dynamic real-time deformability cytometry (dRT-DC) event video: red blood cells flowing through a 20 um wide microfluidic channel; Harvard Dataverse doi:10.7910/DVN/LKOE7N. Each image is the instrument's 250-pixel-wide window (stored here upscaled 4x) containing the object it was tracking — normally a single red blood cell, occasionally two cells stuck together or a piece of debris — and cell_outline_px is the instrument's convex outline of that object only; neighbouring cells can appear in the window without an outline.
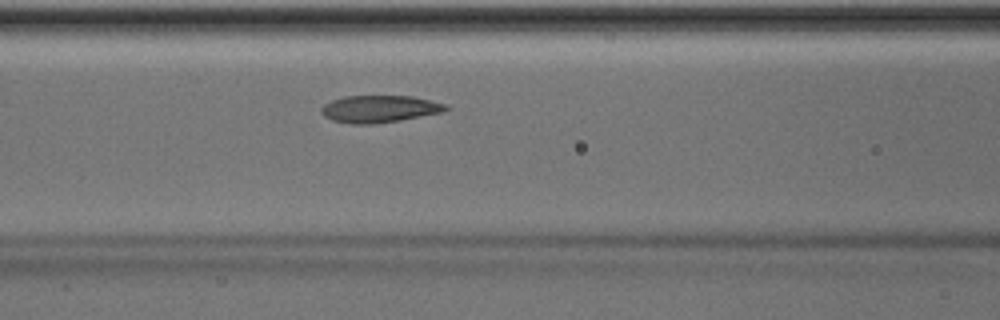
{"species": "Egyptian fruit bat (a non-hibernating species)", "species_latin": "Rousettus aegyptiacus", "temperature_condition": "room temperature", "stored_images_in_passage": 42, "camera_frame_rate_fps": 3000, "um_per_image_px": 0.085, "animal": {"sex": "male"}, "frame": {"image": 1, "passage_image": 13, "time_ms": 4.0, "image_size_px": [1000, 320], "cell_outline_px": [[448, 108], [444, 112], [400, 120], [372, 124], [352, 124], [332, 120], [324, 116], [320, 112], [320, 108], [324, 104], [332, 100], [344, 96], [412, 96], [448, 104]], "centroid_in_image_um": [32.25, 9.25], "position_along_channel_um": 134.4, "area_um2": 19.77}}
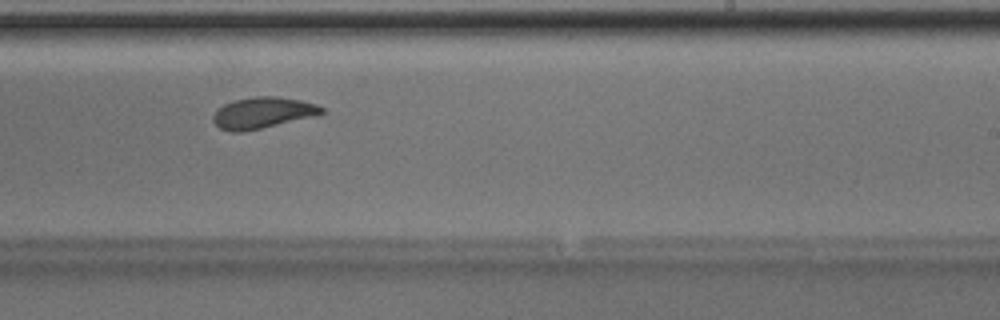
{"frame": {"image": 2, "passage_image": 23, "time_ms": 7.333, "image_size_px": [1000, 320], "cell_outline_px": [[324, 112], [316, 116], [260, 128], [240, 132], [232, 132], [220, 128], [212, 120], [212, 116], [216, 108], [224, 104], [236, 100], [256, 96], [276, 96], [300, 100], [316, 104], [324, 108]], "centroid_in_image_um": [22.31, 9.58], "position_along_channel_um": 266.7, "area_um2": 19.65}}
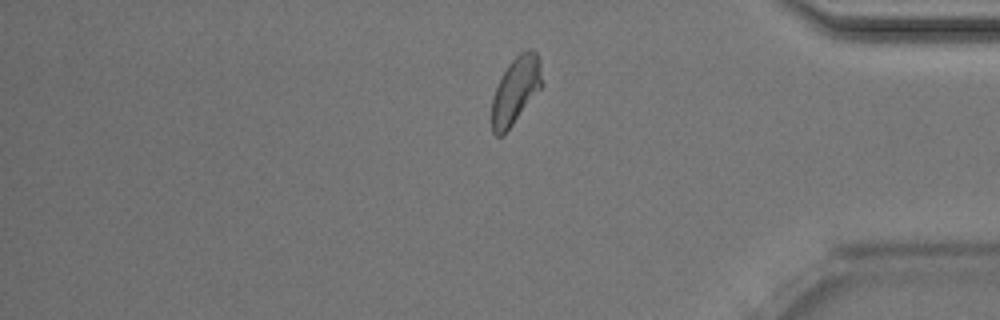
{"frame": {"image": 3, "passage_image": 34, "time_ms": 11.0, "image_size_px": [1000, 320], "cell_outline_px": [[544, 84], [504, 136], [496, 136], [492, 132], [492, 96], [508, 64], [520, 52], [528, 48], [532, 48], [536, 52], [540, 60]], "centroid_in_image_um": [43.86, 7.68], "position_along_channel_um": 391.3, "area_um2": 19.83}, "authors_computed_cell_mechanics": {"area_um2": 19.7965, "velocity_mm_per_s": 3.9906, "shape_relaxation_time_tau1_ms": 3.0785, "shape_relaxation_time_tau2_ms": 1.4472, "deformation_change_tau1": 0.128, "deformation_change_tau2": 0.0749}}